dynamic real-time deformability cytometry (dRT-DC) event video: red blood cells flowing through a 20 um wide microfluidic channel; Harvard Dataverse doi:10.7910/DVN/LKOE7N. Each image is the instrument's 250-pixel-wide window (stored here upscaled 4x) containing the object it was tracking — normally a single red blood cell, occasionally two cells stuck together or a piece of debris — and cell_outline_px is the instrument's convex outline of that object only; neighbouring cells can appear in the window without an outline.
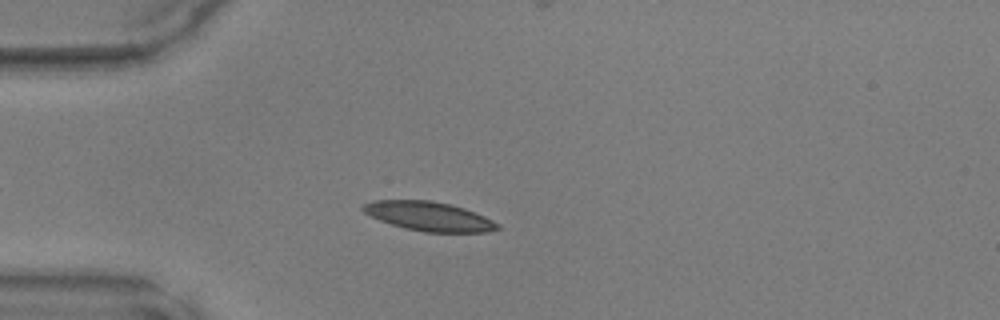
{"species": "common noctule bat (a hibernating species)", "species_latin": "Nyctalus noctula", "temperature_condition": "warm", "stored_images_in_passage": 39, "camera_frame_rate_fps": 3000, "um_per_image_px": 0.085, "animal": {"sex": "male", "body_mass_g": 17.9, "forearm_length_mm": 54.2}, "frame": {"image": 1, "passage_image": 7, "time_ms": 2.0, "image_size_px": [1000, 320], "cell_outline_px": [[500, 228], [488, 232], [424, 232], [404, 228], [380, 220], [364, 212], [360, 208], [364, 204], [376, 200], [432, 200], [452, 204], [464, 208], [484, 216], [500, 224]], "centroid_in_image_um": [36.48, 18.38], "position_along_channel_um": 48.5, "area_um2": 22.83}}
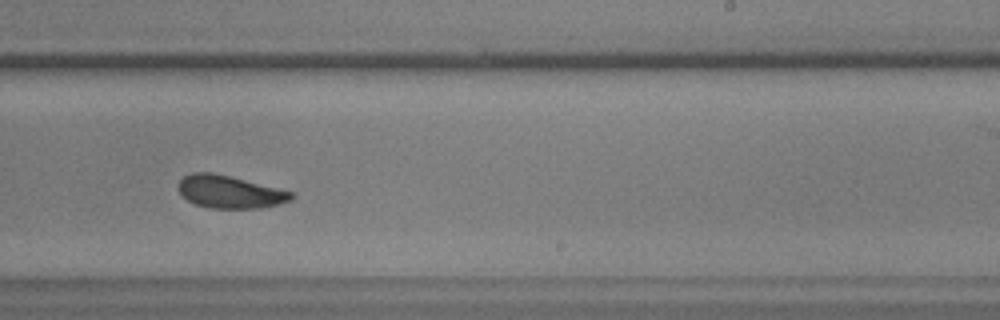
{"frame": {"image": 2, "passage_image": 24, "time_ms": 7.667, "image_size_px": [1000, 320], "cell_outline_px": [[292, 200], [260, 208], [208, 208], [196, 204], [188, 200], [176, 188], [180, 180], [184, 176], [192, 172], [212, 172], [292, 192]], "centroid_in_image_um": [19.46, 16.31], "position_along_channel_um": 269.5, "area_um2": 21.1}}
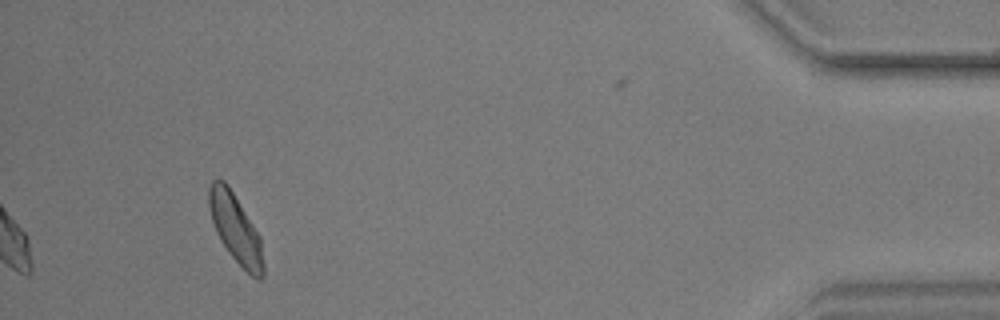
{"frame": {"image": 3, "passage_image": 39, "time_ms": 12.667, "image_size_px": [1000, 320], "cell_outline_px": [[264, 276], [260, 280], [256, 280], [232, 256], [220, 240], [216, 232], [208, 208], [208, 188], [212, 180], [224, 180], [228, 184], [260, 236], [264, 264]], "centroid_in_image_um": [20.02, 19.42], "position_along_channel_um": 415.2, "area_um2": 21.68}}